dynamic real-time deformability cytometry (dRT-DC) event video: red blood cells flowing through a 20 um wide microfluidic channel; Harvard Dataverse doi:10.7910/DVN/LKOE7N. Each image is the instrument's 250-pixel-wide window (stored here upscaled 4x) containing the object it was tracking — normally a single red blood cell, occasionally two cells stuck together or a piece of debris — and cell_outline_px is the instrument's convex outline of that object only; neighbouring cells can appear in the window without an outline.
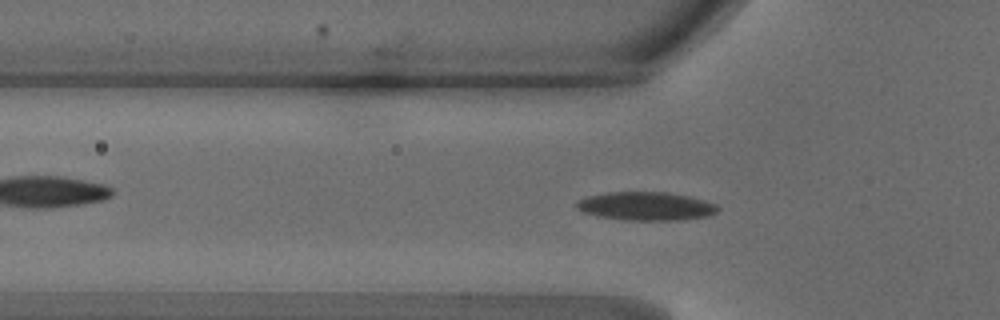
{"species": "common noctule bat (a hibernating species)", "species_latin": "Nyctalus noctula", "temperature_condition": "warm", "stored_images_in_passage": 44, "camera_frame_rate_fps": 3000, "um_per_image_px": 0.085, "animal": {"sex": "male", "body_mass_g": 18.8}, "frame": {"image": 1, "passage_image": 11, "time_ms": 3.333, "image_size_px": [1000, 320], "cell_outline_px": [[720, 208], [716, 212], [708, 216], [684, 220], [624, 220], [596, 216], [580, 212], [576, 208], [576, 200], [584, 196], [608, 192], [668, 192], [688, 196], [704, 200], [716, 204]], "centroid_in_image_um": [54.85, 17.52], "position_along_channel_um": 70.9, "area_um2": 23.81}}
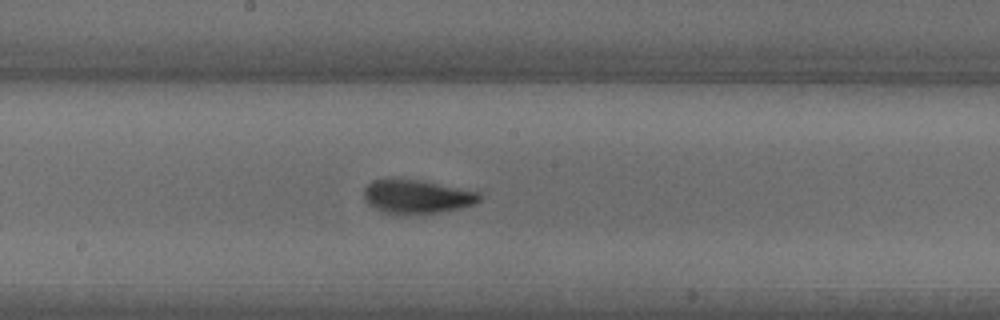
{"frame": {"image": 2, "passage_image": 21, "time_ms": 6.667, "image_size_px": [1000, 320], "cell_outline_px": [[484, 196], [476, 204], [460, 208], [420, 216], [396, 216], [384, 212], [368, 204], [364, 200], [364, 188], [372, 180], [388, 176], [416, 180], [480, 192]], "centroid_in_image_um": [35.39, 16.73], "position_along_channel_um": 212.8, "area_um2": 23.7}}
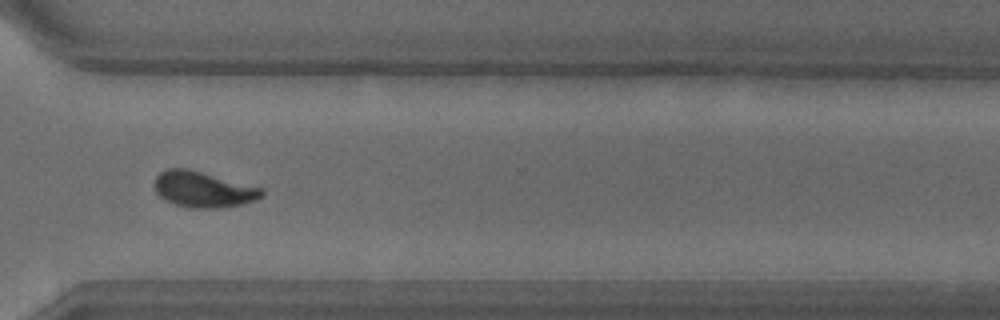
{"frame": {"image": 3, "passage_image": 31, "time_ms": 10.0, "image_size_px": [1000, 320], "cell_outline_px": [[264, 196], [256, 200], [224, 208], [192, 208], [176, 204], [164, 200], [156, 192], [156, 176], [160, 172], [168, 168], [188, 168], [264, 188]], "centroid_in_image_um": [17.31, 16.1], "position_along_channel_um": 353.3, "area_um2": 22.48}, "authors_computed_cell_mechanics": {"area_um2": 21.9929, "velocity_mm_per_s": 4.222, "shape_relaxation_time_tau1_ms": 2.9271, "shape_relaxation_time_tau2_ms": 1.6366, "deformation_change_tau1": 0.1529, "deformation_change_tau2": 0.0569}}